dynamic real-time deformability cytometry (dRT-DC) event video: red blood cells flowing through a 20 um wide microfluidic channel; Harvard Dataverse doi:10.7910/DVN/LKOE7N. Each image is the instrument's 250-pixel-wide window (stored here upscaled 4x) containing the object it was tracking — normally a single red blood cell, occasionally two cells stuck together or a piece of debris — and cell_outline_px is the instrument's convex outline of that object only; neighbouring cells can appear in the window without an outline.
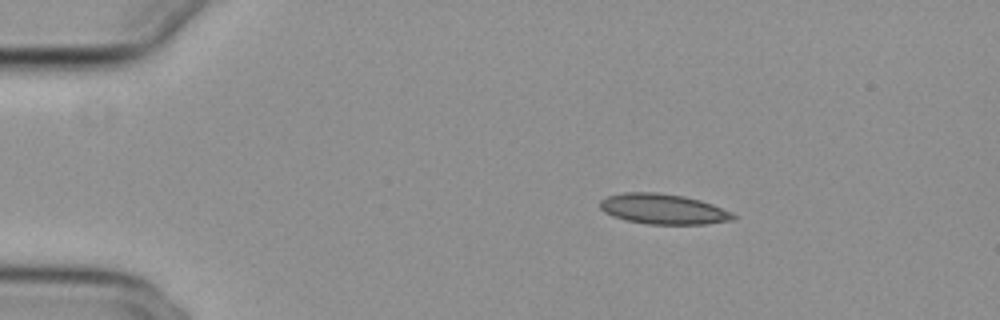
{"species": "common noctule bat (a hibernating species)", "species_latin": "Nyctalus noctula", "temperature_condition": "cold", "stored_images_in_passage": 45, "camera_frame_rate_fps": 3000, "um_per_image_px": 0.085, "animal": {"sex": "female", "body_mass_g": 29.2, "forearm_length_mm": 56.3}, "frame": {"image": 1, "passage_image": 1, "time_ms": 0.0, "image_size_px": [1000, 320], "cell_outline_px": [[736, 216], [732, 220], [704, 224], [648, 224], [624, 220], [612, 216], [604, 212], [600, 208], [600, 200], [608, 196], [624, 192], [656, 192], [684, 196], [700, 200], [712, 204], [732, 212]], "centroid_in_image_um": [56.35, 17.77], "position_along_channel_um": 28.7, "area_um2": 23.52}}
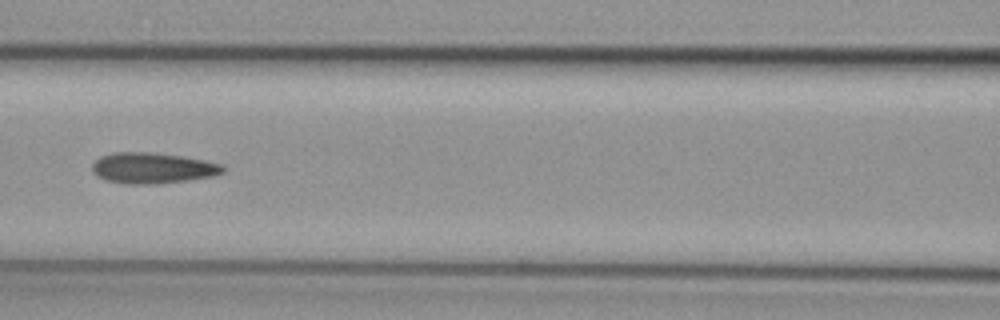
{"frame": {"image": 2, "passage_image": 16, "time_ms": 5.0, "image_size_px": [1000, 320], "cell_outline_px": [[224, 172], [216, 176], [188, 180], [156, 184], [124, 184], [104, 180], [96, 176], [92, 172], [92, 164], [100, 156], [112, 152], [152, 152], [184, 156], [224, 164]], "centroid_in_image_um": [12.97, 14.28], "position_along_channel_um": 153.6, "area_um2": 23.93}}
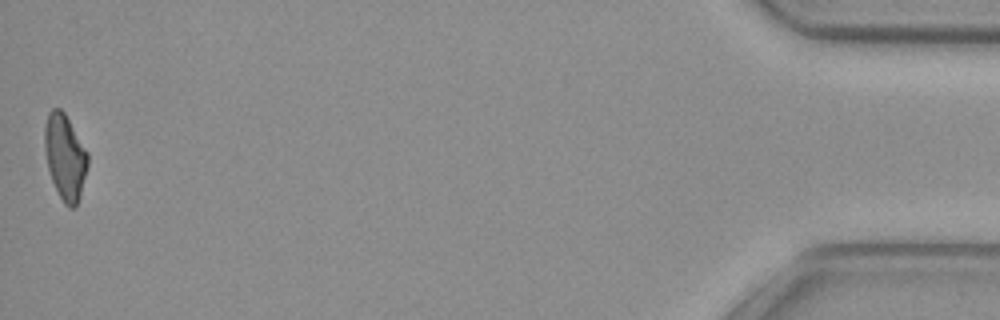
{"frame": {"image": 3, "passage_image": 45, "time_ms": 14.667, "image_size_px": [1000, 320], "cell_outline_px": [[88, 164], [80, 196], [76, 208], [68, 208], [64, 204], [52, 180], [48, 168], [44, 148], [44, 128], [48, 112], [52, 108], [60, 108], [64, 112], [88, 152]], "centroid_in_image_um": [5.52, 13.34], "position_along_channel_um": 429.7, "area_um2": 21.5}, "authors_computed_cell_mechanics": {"area_um2": 22.5998, "velocity_mm_per_s": 3.8418, "shape_relaxation_time_tau1_ms": null, "shape_relaxation_time_tau2_ms": 4.8552, "deformation_change_tau1": null, "deformation_change_tau2": 0.1253}}